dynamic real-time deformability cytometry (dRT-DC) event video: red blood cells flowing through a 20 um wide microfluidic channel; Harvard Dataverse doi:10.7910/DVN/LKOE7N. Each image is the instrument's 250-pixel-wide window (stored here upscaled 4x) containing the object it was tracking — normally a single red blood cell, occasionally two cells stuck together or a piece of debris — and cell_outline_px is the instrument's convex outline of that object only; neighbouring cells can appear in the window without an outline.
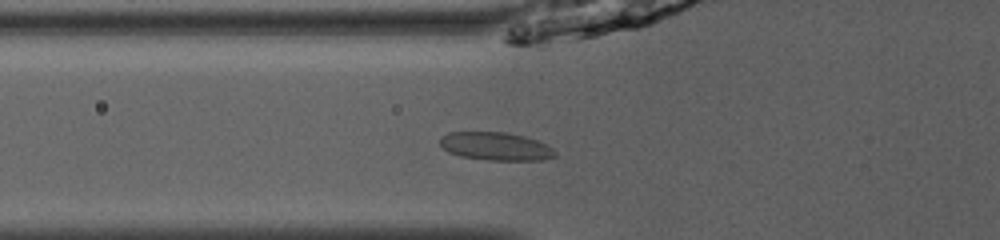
{"species": "common noctule bat (a hibernating species)", "species_latin": "Nyctalus noctula", "temperature_condition": "room temperature", "stored_images_in_passage": 36, "camera_frame_rate_fps": 3000, "um_per_image_px": 0.085, "animal": {"sex": "male", "body_mass_g": 13.0, "forearm_length_mm": 53.1}, "frame": {"image": 1, "passage_image": 5, "time_ms": 1.333, "image_size_px": [1000, 240], "cell_outline_px": [[556, 156], [544, 160], [488, 160], [460, 156], [448, 152], [440, 144], [440, 136], [448, 132], [508, 132], [524, 136], [548, 144], [556, 152]], "centroid_in_image_um": [42.15, 12.43], "position_along_channel_um": 83.7, "area_um2": 19.02}}
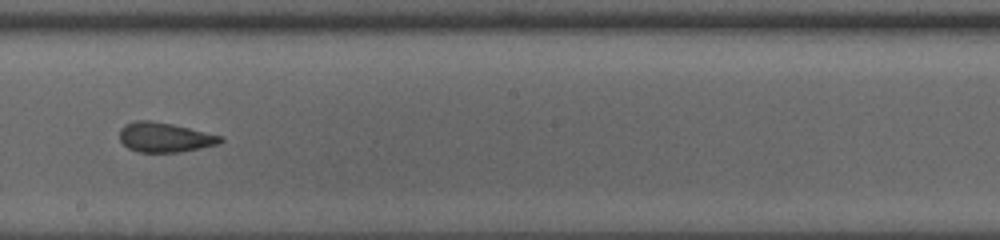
{"frame": {"image": 2, "passage_image": 16, "time_ms": 5.0, "image_size_px": [1000, 240], "cell_outline_px": [[224, 140], [220, 144], [180, 152], [140, 152], [128, 148], [120, 140], [120, 128], [124, 124], [136, 120], [148, 120], [172, 124], [224, 136]], "centroid_in_image_um": [14.02, 11.67], "position_along_channel_um": 234.2, "area_um2": 17.51}}
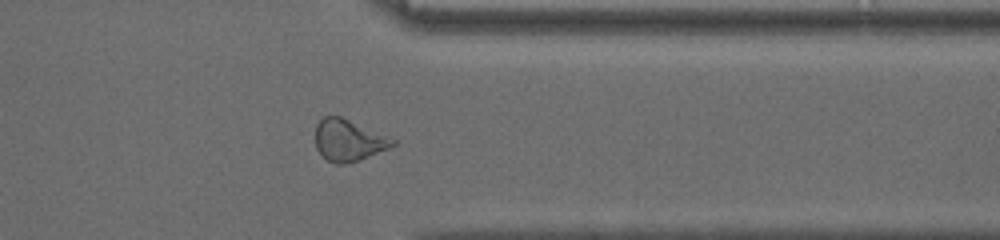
{"frame": {"image": 3, "passage_image": 27, "time_ms": 8.667, "image_size_px": [1000, 240], "cell_outline_px": [[396, 144], [388, 148], [360, 160], [344, 164], [336, 164], [328, 160], [316, 148], [316, 124], [324, 116], [340, 116], [392, 136], [396, 140]], "centroid_in_image_um": [29.67, 11.91], "position_along_channel_um": 381.7, "area_um2": 18.84}, "authors_computed_cell_mechanics": {"area_um2": 18.207, "velocity_mm_per_s": 4.0723, "shape_relaxation_time_tau1_ms": 11.1462, "shape_relaxation_time_tau2_ms": 1.3389, "deformation_change_tau1": 0.1928, "deformation_change_tau2": 0.0925}}